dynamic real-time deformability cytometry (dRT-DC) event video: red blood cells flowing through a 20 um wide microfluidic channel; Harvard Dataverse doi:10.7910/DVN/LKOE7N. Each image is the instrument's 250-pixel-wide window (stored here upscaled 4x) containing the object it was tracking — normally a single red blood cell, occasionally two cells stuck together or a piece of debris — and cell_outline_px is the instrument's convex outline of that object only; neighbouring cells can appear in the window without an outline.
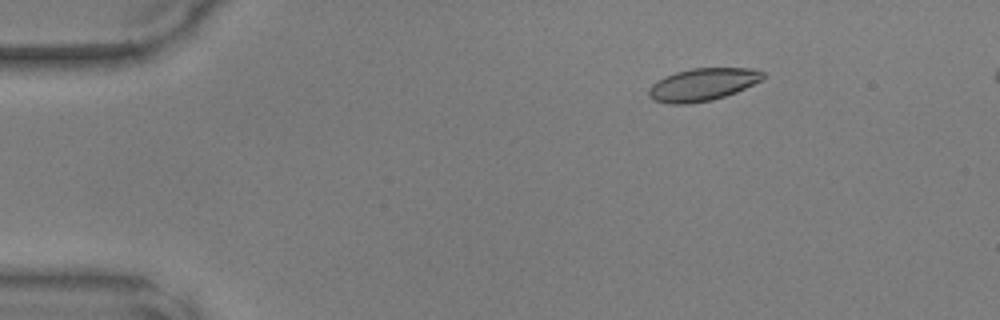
{"species": "common noctule bat (a hibernating species)", "species_latin": "Nyctalus noctula", "temperature_condition": "warm", "stored_images_in_passage": 50, "segment_of_instrument_passage": [1, 2], "camera_frame_rate_fps": 3000, "um_per_image_px": 0.085, "animal": {"sex": "male", "body_mass_g": 17.9, "forearm_length_mm": 54.2}, "frame": {"image": 1, "passage_image": 8, "time_ms": 2.333, "image_size_px": [1000, 320], "cell_outline_px": [[764, 80], [736, 92], [712, 100], [688, 104], [668, 104], [652, 100], [648, 96], [648, 88], [652, 84], [664, 76], [676, 72], [692, 68], [752, 68], [764, 72]], "centroid_in_image_um": [59.71, 7.19], "position_along_channel_um": 25.3, "area_um2": 21.91}}
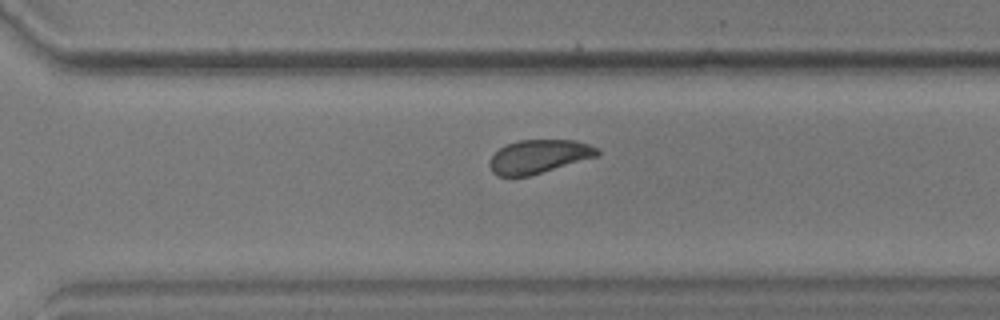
{"frame": {"image": 2, "passage_image": 35, "time_ms": 11.333, "image_size_px": [1000, 320], "cell_outline_px": [[600, 156], [528, 176], [500, 176], [492, 172], [488, 164], [488, 160], [500, 148], [508, 144], [520, 140], [576, 140], [600, 148]], "centroid_in_image_um": [45.84, 13.3], "position_along_channel_um": 324.8, "area_um2": 21.15}}
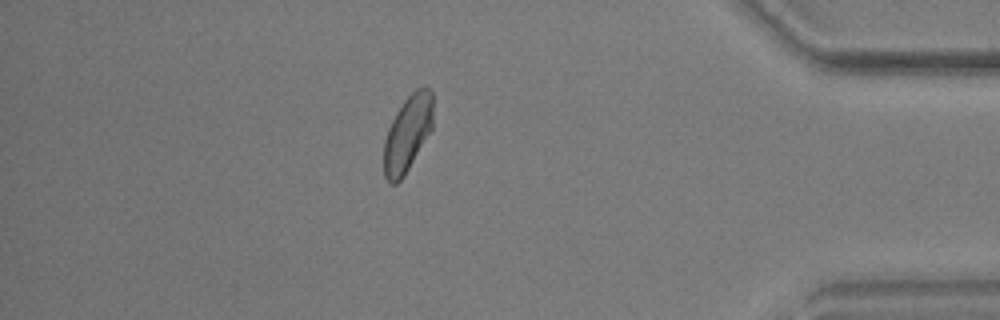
{"frame": {"image": 3, "passage_image": 43, "time_ms": 14.0, "image_size_px": [1000, 320], "cell_outline_px": [[432, 128], [404, 176], [396, 184], [392, 184], [384, 176], [384, 140], [388, 128], [396, 112], [404, 100], [416, 88], [428, 88], [432, 92]], "centroid_in_image_um": [34.63, 11.36], "position_along_channel_um": 400.6, "area_um2": 21.56}}